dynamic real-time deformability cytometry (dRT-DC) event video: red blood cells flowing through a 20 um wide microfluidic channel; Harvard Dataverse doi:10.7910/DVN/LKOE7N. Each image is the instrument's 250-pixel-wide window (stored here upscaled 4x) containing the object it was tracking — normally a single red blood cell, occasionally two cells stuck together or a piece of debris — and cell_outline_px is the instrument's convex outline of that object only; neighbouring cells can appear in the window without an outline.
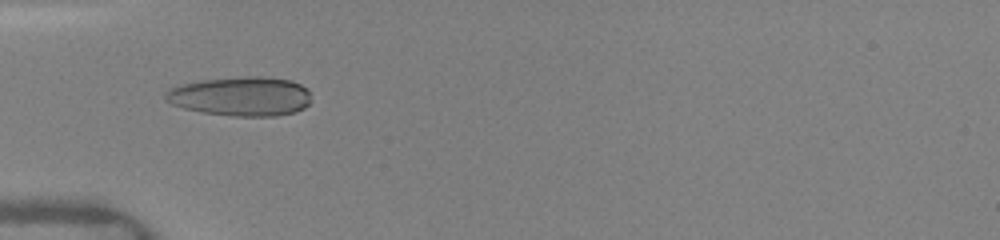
{"species": "human", "species_latin": "Homo sapiens", "temperature_condition": "warm", "stored_images_in_passage": 59, "camera_frame_rate_fps": 3000, "um_per_image_px": 0.085, "donor": {"sex": "female"}, "frame": {"image": 1, "passage_image": 19, "time_ms": 5.333, "image_size_px": [1000, 240], "cell_outline_px": [[308, 104], [304, 108], [296, 112], [276, 116], [232, 116], [200, 112], [184, 108], [172, 104], [164, 100], [164, 96], [172, 88], [180, 84], [200, 80], [248, 76], [260, 76], [292, 80], [308, 88]], "centroid_in_image_um": [20.47, 8.19], "position_along_channel_um": 64.5, "area_um2": 33.41}}
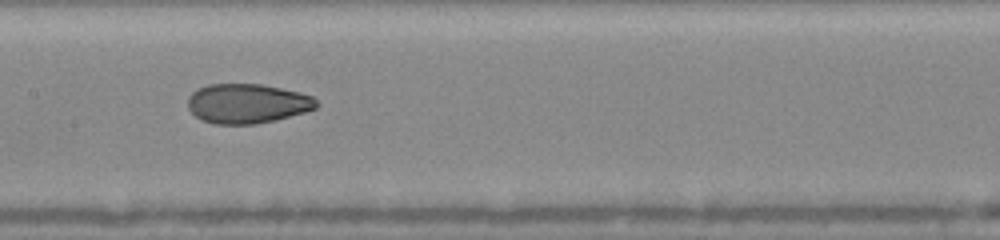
{"frame": {"image": 2, "passage_image": 30, "time_ms": 8.333, "image_size_px": [1000, 240], "cell_outline_px": [[320, 104], [316, 108], [304, 112], [276, 120], [256, 124], [216, 124], [200, 120], [188, 108], [188, 96], [192, 92], [208, 84], [260, 84], [300, 92], [312, 96]], "centroid_in_image_um": [21.02, 8.8], "position_along_channel_um": 186.4, "area_um2": 29.71}}
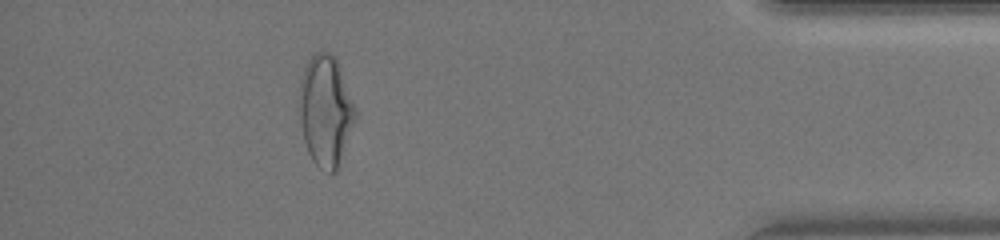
{"frame": {"image": 3, "passage_image": 54, "time_ms": 14.667, "image_size_px": [1000, 240], "cell_outline_px": [[356, 120], [336, 172], [328, 172], [320, 168], [312, 160], [308, 152], [304, 140], [300, 120], [300, 80], [304, 68], [308, 60], [320, 48], [336, 56], [356, 108]], "centroid_in_image_um": [27.69, 9.38], "position_along_channel_um": 407.5, "area_um2": 36.3}, "authors_computed_cell_mechanics": {"area_um2": 31.1542, "velocity_mm_per_s": 4.1357, "shape_relaxation_time_tau1_ms": 10.4064, "shape_relaxation_time_tau2_ms": 1.2383, "deformation_change_tau1": 0.2613, "deformation_change_tau2": 0.0641}}